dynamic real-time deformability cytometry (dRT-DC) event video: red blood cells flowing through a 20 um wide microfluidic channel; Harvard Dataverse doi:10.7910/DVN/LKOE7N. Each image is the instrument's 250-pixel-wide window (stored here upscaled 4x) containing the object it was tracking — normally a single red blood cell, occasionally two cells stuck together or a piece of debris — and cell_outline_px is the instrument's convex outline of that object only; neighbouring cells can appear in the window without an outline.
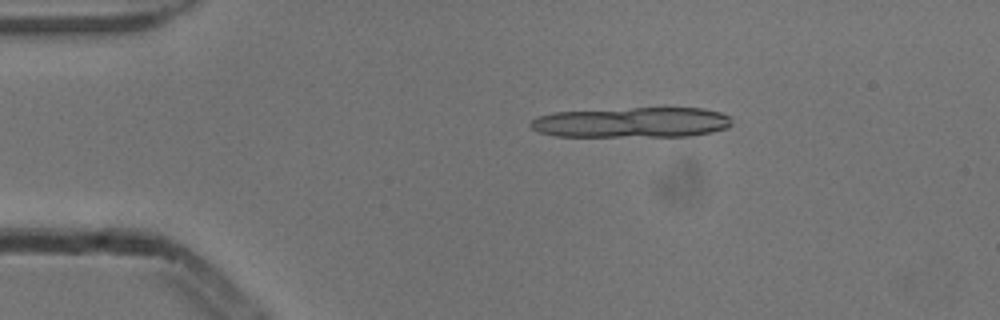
{"species": "common noctule bat (a hibernating species)", "species_latin": "Nyctalus noctula", "temperature_condition": "cold", "stored_images_in_passage": 10, "camera_frame_rate_fps": 3000, "um_per_image_px": 0.085, "animal": {"sex": "male", "body_mass_g": 13.3}, "frame": {"image": 1, "passage_image": 4, "time_ms": 1.0, "image_size_px": [1000, 320], "cell_outline_px": [[732, 124], [728, 128], [712, 132], [688, 136], [556, 136], [540, 132], [532, 128], [528, 124], [536, 116], [552, 112], [632, 108], [704, 108], [720, 112], [728, 116]], "centroid_in_image_um": [53.7, 10.4], "position_along_channel_um": 31.3, "area_um2": 35.6}}